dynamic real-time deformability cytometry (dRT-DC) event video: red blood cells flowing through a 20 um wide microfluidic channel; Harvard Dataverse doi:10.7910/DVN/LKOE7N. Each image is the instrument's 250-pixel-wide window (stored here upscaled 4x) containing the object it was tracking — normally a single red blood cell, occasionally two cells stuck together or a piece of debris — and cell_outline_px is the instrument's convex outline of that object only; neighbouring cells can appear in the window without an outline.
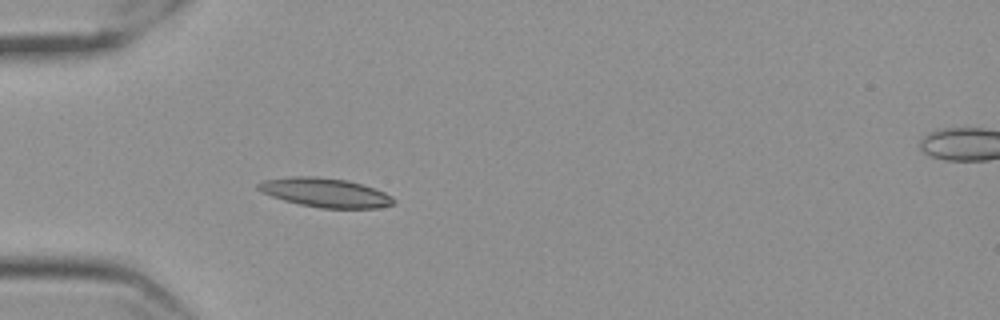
{"species": "Egyptian fruit bat (a non-hibernating species)", "species_latin": "Rousettus aegyptiacus", "temperature_condition": "cold", "stored_images_in_passage": 5, "camera_frame_rate_fps": 3000, "um_per_image_px": 0.085, "frame": {"image": 1, "passage_image": 1, "time_ms": 0.0, "image_size_px": [1000, 320], "cell_outline_px": [[392, 204], [376, 208], [320, 208], [300, 204], [284, 200], [272, 196], [256, 188], [256, 184], [264, 180], [292, 176], [316, 176], [348, 180], [384, 192], [392, 196]], "centroid_in_image_um": [27.6, 16.36], "position_along_channel_um": 57.4, "area_um2": 22.66}}